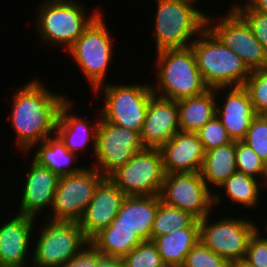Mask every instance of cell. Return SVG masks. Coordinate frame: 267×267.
<instances>
[{
    "label": "cell",
    "instance_id": "cell-20",
    "mask_svg": "<svg viewBox=\"0 0 267 267\" xmlns=\"http://www.w3.org/2000/svg\"><path fill=\"white\" fill-rule=\"evenodd\" d=\"M73 107H75V104L68 98L61 105L55 134L61 139L70 152L81 155L78 153L79 150L84 152V150H86L85 148L89 147L88 145L90 144V146L93 145L92 148L94 150H92V152L94 151L95 154L97 131L101 114L96 117V121L90 124L87 117H79V114L77 115L75 111H73Z\"/></svg>",
    "mask_w": 267,
    "mask_h": 267
},
{
    "label": "cell",
    "instance_id": "cell-40",
    "mask_svg": "<svg viewBox=\"0 0 267 267\" xmlns=\"http://www.w3.org/2000/svg\"><path fill=\"white\" fill-rule=\"evenodd\" d=\"M255 11L267 14V0H247L246 1Z\"/></svg>",
    "mask_w": 267,
    "mask_h": 267
},
{
    "label": "cell",
    "instance_id": "cell-10",
    "mask_svg": "<svg viewBox=\"0 0 267 267\" xmlns=\"http://www.w3.org/2000/svg\"><path fill=\"white\" fill-rule=\"evenodd\" d=\"M212 191L214 189L208 188L200 172H182L165 174L159 196L165 204L187 211L200 220L210 215L222 201L221 195Z\"/></svg>",
    "mask_w": 267,
    "mask_h": 267
},
{
    "label": "cell",
    "instance_id": "cell-13",
    "mask_svg": "<svg viewBox=\"0 0 267 267\" xmlns=\"http://www.w3.org/2000/svg\"><path fill=\"white\" fill-rule=\"evenodd\" d=\"M207 15V27L252 70L267 69V54L245 19L231 6L218 18ZM220 18V19H219ZM219 20L216 22V20Z\"/></svg>",
    "mask_w": 267,
    "mask_h": 267
},
{
    "label": "cell",
    "instance_id": "cell-14",
    "mask_svg": "<svg viewBox=\"0 0 267 267\" xmlns=\"http://www.w3.org/2000/svg\"><path fill=\"white\" fill-rule=\"evenodd\" d=\"M140 132L114 125L102 116L97 131L93 165L104 177L126 164L136 152L144 149Z\"/></svg>",
    "mask_w": 267,
    "mask_h": 267
},
{
    "label": "cell",
    "instance_id": "cell-43",
    "mask_svg": "<svg viewBox=\"0 0 267 267\" xmlns=\"http://www.w3.org/2000/svg\"><path fill=\"white\" fill-rule=\"evenodd\" d=\"M161 267H170V266H168V265H164V264H163Z\"/></svg>",
    "mask_w": 267,
    "mask_h": 267
},
{
    "label": "cell",
    "instance_id": "cell-21",
    "mask_svg": "<svg viewBox=\"0 0 267 267\" xmlns=\"http://www.w3.org/2000/svg\"><path fill=\"white\" fill-rule=\"evenodd\" d=\"M225 89V97H222L224 101L222 104H216V116L232 141H242L257 114L243 86L225 87Z\"/></svg>",
    "mask_w": 267,
    "mask_h": 267
},
{
    "label": "cell",
    "instance_id": "cell-16",
    "mask_svg": "<svg viewBox=\"0 0 267 267\" xmlns=\"http://www.w3.org/2000/svg\"><path fill=\"white\" fill-rule=\"evenodd\" d=\"M125 197L126 195L108 177L99 183L79 221L80 228L89 241L112 223Z\"/></svg>",
    "mask_w": 267,
    "mask_h": 267
},
{
    "label": "cell",
    "instance_id": "cell-37",
    "mask_svg": "<svg viewBox=\"0 0 267 267\" xmlns=\"http://www.w3.org/2000/svg\"><path fill=\"white\" fill-rule=\"evenodd\" d=\"M260 231L258 228L249 240L243 260L249 267H267V235L261 236Z\"/></svg>",
    "mask_w": 267,
    "mask_h": 267
},
{
    "label": "cell",
    "instance_id": "cell-24",
    "mask_svg": "<svg viewBox=\"0 0 267 267\" xmlns=\"http://www.w3.org/2000/svg\"><path fill=\"white\" fill-rule=\"evenodd\" d=\"M32 148H36L32 159L39 165L49 168L59 177L78 173L85 167H79L75 164V167L73 166V163H77L79 155L70 152L56 134L34 144L25 155L33 150Z\"/></svg>",
    "mask_w": 267,
    "mask_h": 267
},
{
    "label": "cell",
    "instance_id": "cell-32",
    "mask_svg": "<svg viewBox=\"0 0 267 267\" xmlns=\"http://www.w3.org/2000/svg\"><path fill=\"white\" fill-rule=\"evenodd\" d=\"M122 259L124 267H161L163 265L152 240H144Z\"/></svg>",
    "mask_w": 267,
    "mask_h": 267
},
{
    "label": "cell",
    "instance_id": "cell-41",
    "mask_svg": "<svg viewBox=\"0 0 267 267\" xmlns=\"http://www.w3.org/2000/svg\"><path fill=\"white\" fill-rule=\"evenodd\" d=\"M232 267H249L243 261L232 264Z\"/></svg>",
    "mask_w": 267,
    "mask_h": 267
},
{
    "label": "cell",
    "instance_id": "cell-26",
    "mask_svg": "<svg viewBox=\"0 0 267 267\" xmlns=\"http://www.w3.org/2000/svg\"><path fill=\"white\" fill-rule=\"evenodd\" d=\"M235 158L236 141L205 151L200 173L209 189L218 188L237 171Z\"/></svg>",
    "mask_w": 267,
    "mask_h": 267
},
{
    "label": "cell",
    "instance_id": "cell-18",
    "mask_svg": "<svg viewBox=\"0 0 267 267\" xmlns=\"http://www.w3.org/2000/svg\"><path fill=\"white\" fill-rule=\"evenodd\" d=\"M178 131L180 127L177 101L153 95L149 100L140 132L144 147L160 149Z\"/></svg>",
    "mask_w": 267,
    "mask_h": 267
},
{
    "label": "cell",
    "instance_id": "cell-29",
    "mask_svg": "<svg viewBox=\"0 0 267 267\" xmlns=\"http://www.w3.org/2000/svg\"><path fill=\"white\" fill-rule=\"evenodd\" d=\"M196 220L189 212L161 201L158 195V209L151 230V240L181 228L189 227Z\"/></svg>",
    "mask_w": 267,
    "mask_h": 267
},
{
    "label": "cell",
    "instance_id": "cell-36",
    "mask_svg": "<svg viewBox=\"0 0 267 267\" xmlns=\"http://www.w3.org/2000/svg\"><path fill=\"white\" fill-rule=\"evenodd\" d=\"M248 23L252 33L263 46L267 54V14L255 11L246 1L232 6Z\"/></svg>",
    "mask_w": 267,
    "mask_h": 267
},
{
    "label": "cell",
    "instance_id": "cell-8",
    "mask_svg": "<svg viewBox=\"0 0 267 267\" xmlns=\"http://www.w3.org/2000/svg\"><path fill=\"white\" fill-rule=\"evenodd\" d=\"M101 92L105 101L100 110L101 116L114 125L141 132L149 100L154 95L151 84L106 83L99 86L93 93H96L97 97Z\"/></svg>",
    "mask_w": 267,
    "mask_h": 267
},
{
    "label": "cell",
    "instance_id": "cell-30",
    "mask_svg": "<svg viewBox=\"0 0 267 267\" xmlns=\"http://www.w3.org/2000/svg\"><path fill=\"white\" fill-rule=\"evenodd\" d=\"M235 160L237 170L244 172L248 177L261 179L263 187L267 188V165L248 144L236 141Z\"/></svg>",
    "mask_w": 267,
    "mask_h": 267
},
{
    "label": "cell",
    "instance_id": "cell-7",
    "mask_svg": "<svg viewBox=\"0 0 267 267\" xmlns=\"http://www.w3.org/2000/svg\"><path fill=\"white\" fill-rule=\"evenodd\" d=\"M46 220L34 235L35 243L31 267H59L77 255L90 241L79 222Z\"/></svg>",
    "mask_w": 267,
    "mask_h": 267
},
{
    "label": "cell",
    "instance_id": "cell-28",
    "mask_svg": "<svg viewBox=\"0 0 267 267\" xmlns=\"http://www.w3.org/2000/svg\"><path fill=\"white\" fill-rule=\"evenodd\" d=\"M261 183L260 180L248 177L244 172L237 170L218 189H223L225 192L222 195L225 194L233 204L244 206V208H255L261 199L260 185L263 186Z\"/></svg>",
    "mask_w": 267,
    "mask_h": 267
},
{
    "label": "cell",
    "instance_id": "cell-4",
    "mask_svg": "<svg viewBox=\"0 0 267 267\" xmlns=\"http://www.w3.org/2000/svg\"><path fill=\"white\" fill-rule=\"evenodd\" d=\"M209 89L243 86L251 70L206 27L190 45Z\"/></svg>",
    "mask_w": 267,
    "mask_h": 267
},
{
    "label": "cell",
    "instance_id": "cell-15",
    "mask_svg": "<svg viewBox=\"0 0 267 267\" xmlns=\"http://www.w3.org/2000/svg\"><path fill=\"white\" fill-rule=\"evenodd\" d=\"M13 215L11 219L7 218V222L5 219L0 224V267H31L32 259L27 257L32 254L29 249H33L32 232H36L34 228L37 220L18 214L17 211Z\"/></svg>",
    "mask_w": 267,
    "mask_h": 267
},
{
    "label": "cell",
    "instance_id": "cell-9",
    "mask_svg": "<svg viewBox=\"0 0 267 267\" xmlns=\"http://www.w3.org/2000/svg\"><path fill=\"white\" fill-rule=\"evenodd\" d=\"M210 217L199 220V240L231 265L243 261L250 238L261 227L247 218L225 215L211 223Z\"/></svg>",
    "mask_w": 267,
    "mask_h": 267
},
{
    "label": "cell",
    "instance_id": "cell-23",
    "mask_svg": "<svg viewBox=\"0 0 267 267\" xmlns=\"http://www.w3.org/2000/svg\"><path fill=\"white\" fill-rule=\"evenodd\" d=\"M225 87L208 89L204 93L177 101L180 131L196 132L216 115L217 94ZM217 98V99H216Z\"/></svg>",
    "mask_w": 267,
    "mask_h": 267
},
{
    "label": "cell",
    "instance_id": "cell-31",
    "mask_svg": "<svg viewBox=\"0 0 267 267\" xmlns=\"http://www.w3.org/2000/svg\"><path fill=\"white\" fill-rule=\"evenodd\" d=\"M243 87L257 115L267 112V69L252 70Z\"/></svg>",
    "mask_w": 267,
    "mask_h": 267
},
{
    "label": "cell",
    "instance_id": "cell-1",
    "mask_svg": "<svg viewBox=\"0 0 267 267\" xmlns=\"http://www.w3.org/2000/svg\"><path fill=\"white\" fill-rule=\"evenodd\" d=\"M31 80L16 90L8 115L20 153L55 134L59 110L66 100V96L51 91L41 80Z\"/></svg>",
    "mask_w": 267,
    "mask_h": 267
},
{
    "label": "cell",
    "instance_id": "cell-11",
    "mask_svg": "<svg viewBox=\"0 0 267 267\" xmlns=\"http://www.w3.org/2000/svg\"><path fill=\"white\" fill-rule=\"evenodd\" d=\"M160 149L144 148L108 178L126 196H157L164 181Z\"/></svg>",
    "mask_w": 267,
    "mask_h": 267
},
{
    "label": "cell",
    "instance_id": "cell-22",
    "mask_svg": "<svg viewBox=\"0 0 267 267\" xmlns=\"http://www.w3.org/2000/svg\"><path fill=\"white\" fill-rule=\"evenodd\" d=\"M158 209L157 196H126L110 225L136 230L143 240H151V230Z\"/></svg>",
    "mask_w": 267,
    "mask_h": 267
},
{
    "label": "cell",
    "instance_id": "cell-19",
    "mask_svg": "<svg viewBox=\"0 0 267 267\" xmlns=\"http://www.w3.org/2000/svg\"><path fill=\"white\" fill-rule=\"evenodd\" d=\"M160 152L165 174L201 171L205 151L196 132L178 131Z\"/></svg>",
    "mask_w": 267,
    "mask_h": 267
},
{
    "label": "cell",
    "instance_id": "cell-33",
    "mask_svg": "<svg viewBox=\"0 0 267 267\" xmlns=\"http://www.w3.org/2000/svg\"><path fill=\"white\" fill-rule=\"evenodd\" d=\"M181 267H232V265L225 258L206 247L201 241H198L186 255Z\"/></svg>",
    "mask_w": 267,
    "mask_h": 267
},
{
    "label": "cell",
    "instance_id": "cell-42",
    "mask_svg": "<svg viewBox=\"0 0 267 267\" xmlns=\"http://www.w3.org/2000/svg\"><path fill=\"white\" fill-rule=\"evenodd\" d=\"M262 116L266 119L267 121V112L263 113Z\"/></svg>",
    "mask_w": 267,
    "mask_h": 267
},
{
    "label": "cell",
    "instance_id": "cell-38",
    "mask_svg": "<svg viewBox=\"0 0 267 267\" xmlns=\"http://www.w3.org/2000/svg\"><path fill=\"white\" fill-rule=\"evenodd\" d=\"M102 256L89 242L77 255L59 267H98V260Z\"/></svg>",
    "mask_w": 267,
    "mask_h": 267
},
{
    "label": "cell",
    "instance_id": "cell-2",
    "mask_svg": "<svg viewBox=\"0 0 267 267\" xmlns=\"http://www.w3.org/2000/svg\"><path fill=\"white\" fill-rule=\"evenodd\" d=\"M154 95L178 101L204 93L209 88L198 70L191 47L156 52ZM155 86V87H154Z\"/></svg>",
    "mask_w": 267,
    "mask_h": 267
},
{
    "label": "cell",
    "instance_id": "cell-5",
    "mask_svg": "<svg viewBox=\"0 0 267 267\" xmlns=\"http://www.w3.org/2000/svg\"><path fill=\"white\" fill-rule=\"evenodd\" d=\"M85 9L80 1L43 0L35 10V29L46 44L67 51L101 13L95 9L90 15Z\"/></svg>",
    "mask_w": 267,
    "mask_h": 267
},
{
    "label": "cell",
    "instance_id": "cell-3",
    "mask_svg": "<svg viewBox=\"0 0 267 267\" xmlns=\"http://www.w3.org/2000/svg\"><path fill=\"white\" fill-rule=\"evenodd\" d=\"M195 2L197 1H156L153 32L156 52L190 47L195 38L207 27V15L200 8H196Z\"/></svg>",
    "mask_w": 267,
    "mask_h": 267
},
{
    "label": "cell",
    "instance_id": "cell-35",
    "mask_svg": "<svg viewBox=\"0 0 267 267\" xmlns=\"http://www.w3.org/2000/svg\"><path fill=\"white\" fill-rule=\"evenodd\" d=\"M242 141L267 165V121L262 115H257L253 119Z\"/></svg>",
    "mask_w": 267,
    "mask_h": 267
},
{
    "label": "cell",
    "instance_id": "cell-34",
    "mask_svg": "<svg viewBox=\"0 0 267 267\" xmlns=\"http://www.w3.org/2000/svg\"><path fill=\"white\" fill-rule=\"evenodd\" d=\"M204 151L232 142L227 130L215 115L202 128L196 131Z\"/></svg>",
    "mask_w": 267,
    "mask_h": 267
},
{
    "label": "cell",
    "instance_id": "cell-6",
    "mask_svg": "<svg viewBox=\"0 0 267 267\" xmlns=\"http://www.w3.org/2000/svg\"><path fill=\"white\" fill-rule=\"evenodd\" d=\"M101 13L67 50L91 85L93 92L105 84V77L113 58L114 41Z\"/></svg>",
    "mask_w": 267,
    "mask_h": 267
},
{
    "label": "cell",
    "instance_id": "cell-39",
    "mask_svg": "<svg viewBox=\"0 0 267 267\" xmlns=\"http://www.w3.org/2000/svg\"><path fill=\"white\" fill-rule=\"evenodd\" d=\"M98 267H124L123 259L103 255L98 260Z\"/></svg>",
    "mask_w": 267,
    "mask_h": 267
},
{
    "label": "cell",
    "instance_id": "cell-12",
    "mask_svg": "<svg viewBox=\"0 0 267 267\" xmlns=\"http://www.w3.org/2000/svg\"><path fill=\"white\" fill-rule=\"evenodd\" d=\"M91 167H84L78 173L59 177L51 212L46 214V218L80 221L96 187L105 178L96 168Z\"/></svg>",
    "mask_w": 267,
    "mask_h": 267
},
{
    "label": "cell",
    "instance_id": "cell-27",
    "mask_svg": "<svg viewBox=\"0 0 267 267\" xmlns=\"http://www.w3.org/2000/svg\"><path fill=\"white\" fill-rule=\"evenodd\" d=\"M143 241L131 227L109 225L96 234L90 243L103 255L122 259Z\"/></svg>",
    "mask_w": 267,
    "mask_h": 267
},
{
    "label": "cell",
    "instance_id": "cell-25",
    "mask_svg": "<svg viewBox=\"0 0 267 267\" xmlns=\"http://www.w3.org/2000/svg\"><path fill=\"white\" fill-rule=\"evenodd\" d=\"M160 254L164 265L181 267L186 255L199 240V220L196 219L189 227L172 231L152 240Z\"/></svg>",
    "mask_w": 267,
    "mask_h": 267
},
{
    "label": "cell",
    "instance_id": "cell-17",
    "mask_svg": "<svg viewBox=\"0 0 267 267\" xmlns=\"http://www.w3.org/2000/svg\"><path fill=\"white\" fill-rule=\"evenodd\" d=\"M31 167H28L24 186L22 185L20 208L18 214L31 216L37 220L38 215L45 209L52 208L54 194L59 181V176L49 168L39 165L31 159Z\"/></svg>",
    "mask_w": 267,
    "mask_h": 267
}]
</instances>
